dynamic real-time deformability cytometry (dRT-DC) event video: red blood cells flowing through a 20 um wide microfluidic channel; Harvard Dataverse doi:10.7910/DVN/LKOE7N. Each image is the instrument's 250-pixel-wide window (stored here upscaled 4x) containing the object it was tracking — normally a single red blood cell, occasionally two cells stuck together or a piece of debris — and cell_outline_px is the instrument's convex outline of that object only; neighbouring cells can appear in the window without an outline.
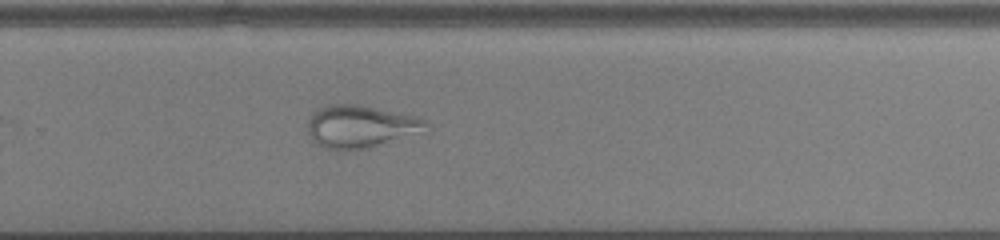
{"species": "common noctule bat (a hibernating species)", "species_latin": "Nyctalus noctula", "temperature_condition": "cold", "stored_images_in_passage": 40, "camera_frame_rate_fps": 3000, "um_per_image_px": 0.085, "animal": {"sex": "male", "body_mass_g": 13.0, "forearm_length_mm": 53.1}, "frame": {"image": 1, "passage_image": 23, "time_ms": 7.333, "image_size_px": [1000, 240], "cell_outline_px": [[428, 120], [424, 124], [372, 148], [324, 148], [316, 144], [308, 132], [308, 120], [312, 112], [316, 108], [328, 104], [360, 104], [416, 116]], "centroid_in_image_um": [30.43, 10.69], "position_along_channel_um": 299.4, "area_um2": 27.86}}